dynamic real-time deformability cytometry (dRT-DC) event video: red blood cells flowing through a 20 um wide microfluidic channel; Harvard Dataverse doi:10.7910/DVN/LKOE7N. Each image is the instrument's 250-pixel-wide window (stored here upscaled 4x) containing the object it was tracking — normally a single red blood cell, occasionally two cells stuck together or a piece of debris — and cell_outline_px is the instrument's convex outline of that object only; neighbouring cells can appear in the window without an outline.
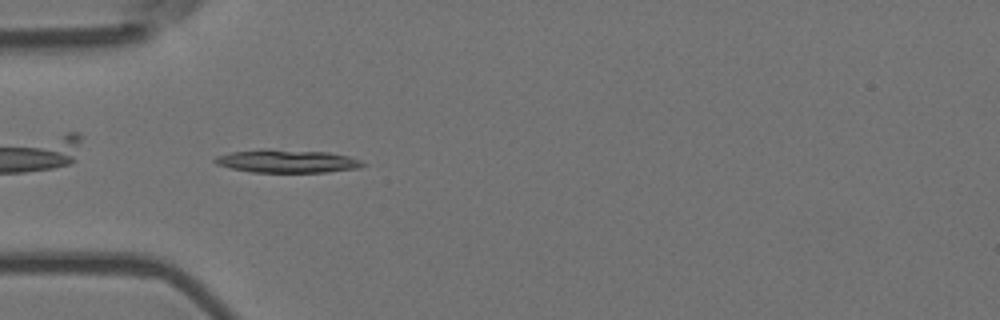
{"species": "Egyptian fruit bat (a non-hibernating species)", "species_latin": "Rousettus aegyptiacus", "temperature_condition": "room temperature", "stored_images_in_passage": 10, "camera_frame_rate_fps": 3000, "um_per_image_px": 0.085, "animal": {"sex": "female"}, "frame": {"image": 1, "passage_image": 2, "time_ms": 0.333, "image_size_px": [1000, 320], "cell_outline_px": [[364, 164], [360, 168], [328, 172], [252, 172], [232, 168], [216, 164], [212, 160], [216, 156], [232, 152], [260, 148], [268, 148], [328, 152], [348, 156], [360, 160]], "centroid_in_image_um": [24.38, 13.68], "position_along_channel_um": 60.6, "area_um2": 20.06}}
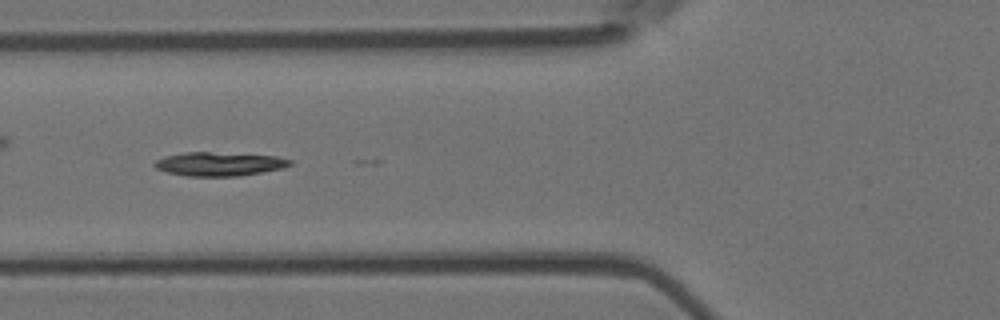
{"frame": {"image": 2, "passage_image": 6, "time_ms": 1.667, "image_size_px": [1000, 320], "cell_outline_px": [[292, 164], [280, 168], [240, 176], [188, 176], [168, 172], [156, 168], [152, 164], [156, 160], [164, 156], [184, 152], [208, 152], [276, 156], [292, 160]], "centroid_in_image_um": [18.59, 13.93], "position_along_channel_um": 107.2, "area_um2": 18.55}}
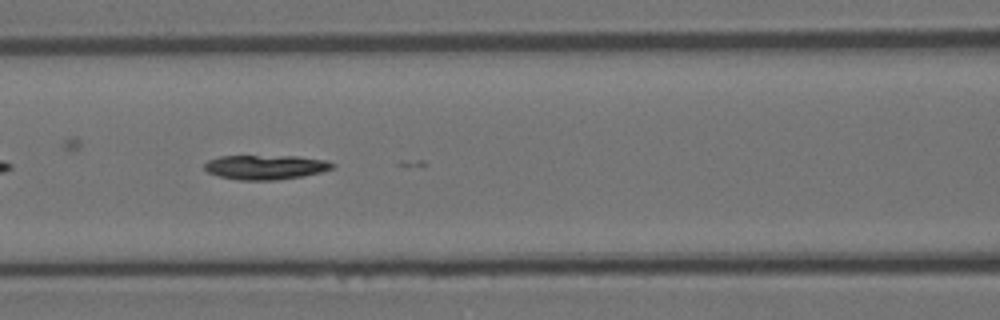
{"frame": {"image": 3, "passage_image": 9, "time_ms": 2.667, "image_size_px": [1000, 320], "cell_outline_px": [[336, 164], [332, 168], [320, 172], [304, 176], [276, 180], [240, 180], [220, 176], [208, 172], [204, 168], [204, 164], [208, 160], [220, 156], [296, 156], [324, 160]], "centroid_in_image_um": [22.56, 14.21], "position_along_channel_um": 144.0, "area_um2": 18.15}}